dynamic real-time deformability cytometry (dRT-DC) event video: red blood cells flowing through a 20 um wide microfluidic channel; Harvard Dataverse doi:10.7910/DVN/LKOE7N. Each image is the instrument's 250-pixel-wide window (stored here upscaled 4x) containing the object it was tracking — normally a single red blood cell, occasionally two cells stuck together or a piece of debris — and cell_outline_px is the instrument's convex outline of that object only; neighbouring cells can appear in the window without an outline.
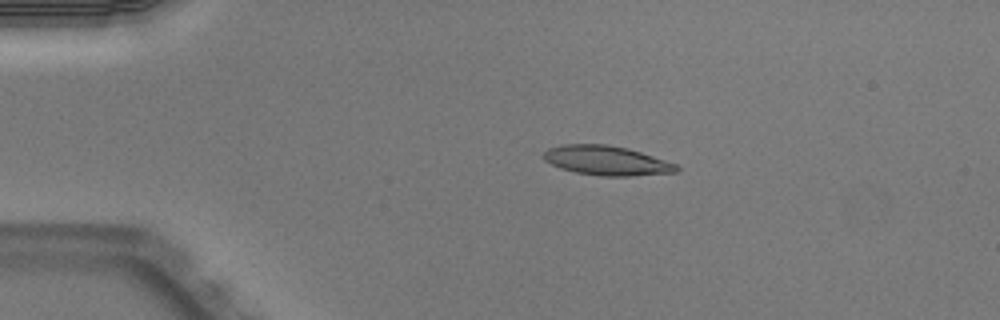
{"species": "Egyptian fruit bat (a non-hibernating species)", "species_latin": "Rousettus aegyptiacus", "temperature_condition": "warm", "stored_images_in_passage": 5, "camera_frame_rate_fps": 3000, "um_per_image_px": 0.085, "animal": {"sex": "male"}, "frame": {"image": 1, "passage_image": 1, "time_ms": 0.0, "image_size_px": [1000, 320], "cell_outline_px": [[680, 168], [676, 172], [632, 176], [600, 176], [576, 172], [560, 168], [544, 160], [544, 152], [548, 148], [564, 144], [608, 144], [628, 148], [676, 164]], "centroid_in_image_um": [51.55, 13.64], "position_along_channel_um": 33.5, "area_um2": 22.72}}